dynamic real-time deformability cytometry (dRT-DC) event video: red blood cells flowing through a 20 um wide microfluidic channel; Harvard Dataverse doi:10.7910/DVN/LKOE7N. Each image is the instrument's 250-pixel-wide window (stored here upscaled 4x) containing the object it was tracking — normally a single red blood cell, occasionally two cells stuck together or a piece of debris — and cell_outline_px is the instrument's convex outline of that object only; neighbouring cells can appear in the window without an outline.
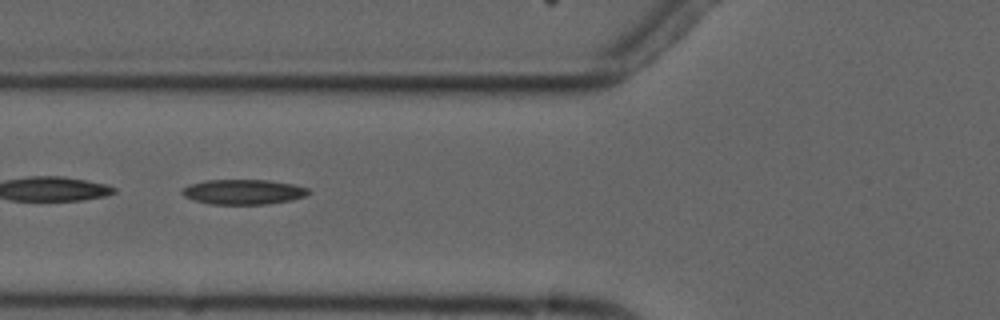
{"species": "common noctule bat (a hibernating species)", "species_latin": "Nyctalus noctula", "temperature_condition": "cold", "stored_images_in_passage": 9, "camera_frame_rate_fps": 3000, "um_per_image_px": 0.085, "animal": {"sex": "male", "forearm_length_mm": 52.5}, "frame": {"image": 1, "passage_image": 4, "time_ms": 3.333, "image_size_px": [1000, 320], "cell_outline_px": [[312, 192], [308, 196], [292, 200], [268, 204], [208, 204], [192, 200], [184, 196], [180, 192], [184, 188], [192, 184], [204, 180], [268, 180], [292, 184], [308, 188]], "centroid_in_image_um": [20.72, 16.32], "position_along_channel_um": 105.1, "area_um2": 18.55}}
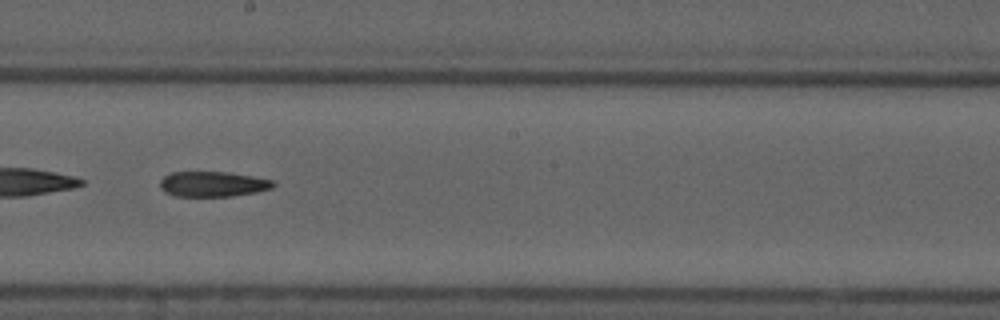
{"frame": {"image": 2, "passage_image": 7, "time_ms": 6.667, "image_size_px": [1000, 320], "cell_outline_px": [[276, 184], [272, 188], [256, 192], [232, 196], [176, 196], [164, 192], [160, 188], [160, 180], [164, 176], [172, 172], [228, 172], [252, 176], [272, 180]], "centroid_in_image_um": [18.07, 15.64], "position_along_channel_um": 230.1, "area_um2": 16.65}}
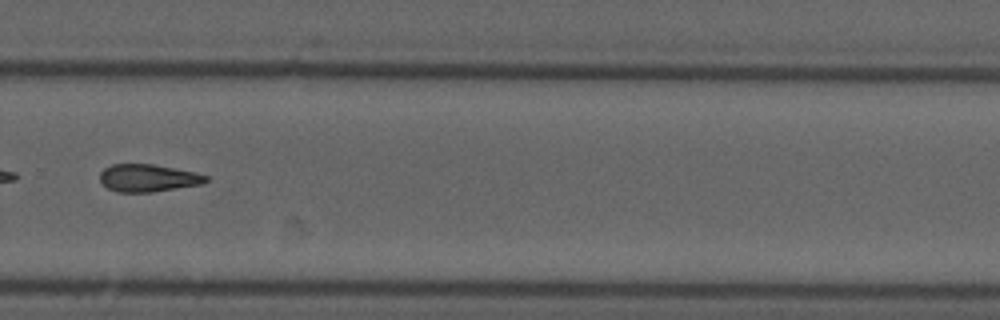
{"frame": {"image": 3, "passage_image": 9, "time_ms": 9.0, "image_size_px": [1000, 320], "cell_outline_px": [[208, 180], [200, 184], [152, 192], [116, 192], [108, 188], [100, 180], [100, 172], [104, 168], [112, 164], [152, 164], [196, 172], [208, 176]], "centroid_in_image_um": [12.56, 15.12], "position_along_channel_um": 317.2, "area_um2": 16.88}}